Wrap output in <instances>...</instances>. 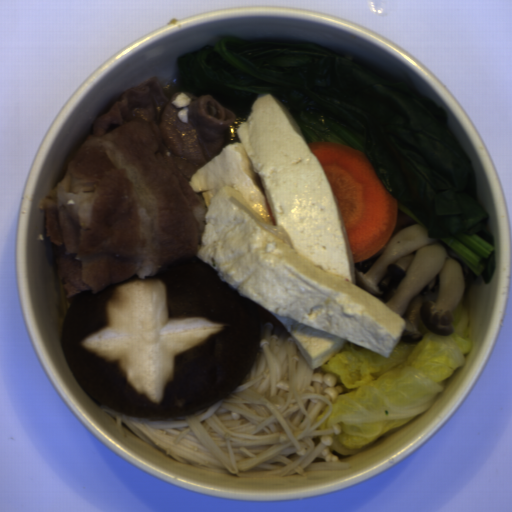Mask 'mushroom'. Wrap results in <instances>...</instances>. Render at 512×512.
<instances>
[{
    "label": "mushroom",
    "mask_w": 512,
    "mask_h": 512,
    "mask_svg": "<svg viewBox=\"0 0 512 512\" xmlns=\"http://www.w3.org/2000/svg\"><path fill=\"white\" fill-rule=\"evenodd\" d=\"M264 327L260 305L198 255L82 291L61 344L82 389L106 408L142 418L215 406L248 375Z\"/></svg>",
    "instance_id": "983e1aa8"
}]
</instances>
